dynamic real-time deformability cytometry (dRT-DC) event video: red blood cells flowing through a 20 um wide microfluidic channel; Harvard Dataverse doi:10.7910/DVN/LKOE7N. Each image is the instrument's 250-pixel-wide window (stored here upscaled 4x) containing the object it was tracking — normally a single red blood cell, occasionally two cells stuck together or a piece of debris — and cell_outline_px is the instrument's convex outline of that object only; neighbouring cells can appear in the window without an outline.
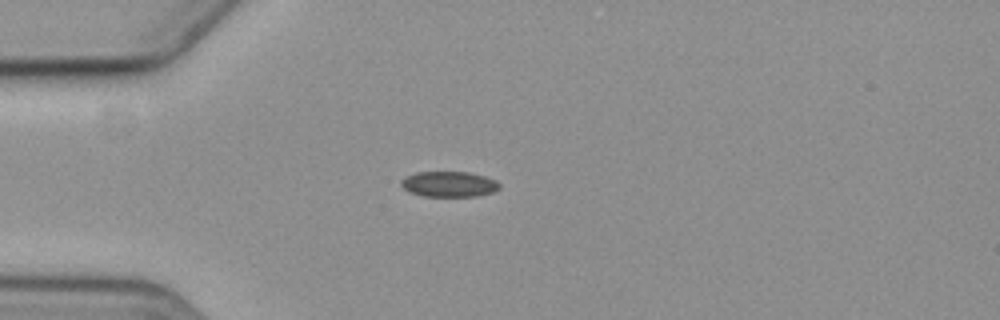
{"species": "common noctule bat (a hibernating species)", "species_latin": "Nyctalus noctula", "temperature_condition": "cold", "stored_images_in_passage": 5, "camera_frame_rate_fps": 3000, "um_per_image_px": 0.085, "animal": {"sex": "female", "body_mass_g": 19.3, "forearm_length_mm": 54.1}, "frame": {"image": 1, "passage_image": 5, "time_ms": 5.667, "image_size_px": [1000, 320], "cell_outline_px": [[500, 188], [492, 192], [476, 196], [424, 196], [412, 192], [404, 188], [400, 184], [400, 180], [416, 172], [468, 172], [484, 176], [496, 180], [500, 184]], "centroid_in_image_um": [38.18, 15.65], "position_along_channel_um": 46.8, "area_um2": 14.45}}